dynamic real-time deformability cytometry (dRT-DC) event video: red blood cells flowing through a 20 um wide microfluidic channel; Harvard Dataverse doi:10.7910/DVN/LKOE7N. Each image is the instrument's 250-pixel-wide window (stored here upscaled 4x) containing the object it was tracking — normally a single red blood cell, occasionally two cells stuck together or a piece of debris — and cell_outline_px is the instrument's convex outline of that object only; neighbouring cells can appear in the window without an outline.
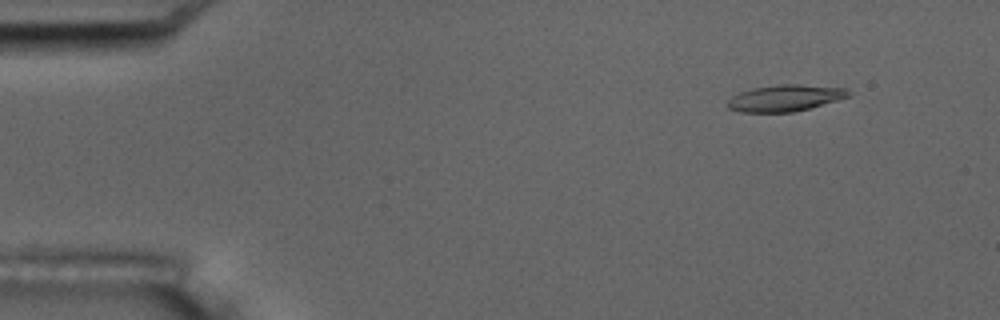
{"species": "common noctule bat (a hibernating species)", "species_latin": "Nyctalus noctula", "temperature_condition": "room temperature", "stored_images_in_passage": 6, "camera_frame_rate_fps": 3000, "um_per_image_px": 0.085, "animal": {"sex": "male", "body_mass_g": 17.5, "forearm_length_mm": 52.3}, "frame": {"image": 1, "passage_image": 2, "time_ms": 1.333, "image_size_px": [1000, 320], "cell_outline_px": [[852, 92], [848, 96], [836, 100], [808, 108], [792, 112], [740, 112], [728, 108], [728, 100], [732, 96], [740, 92], [752, 88], [780, 84], [796, 84], [844, 88]], "centroid_in_image_um": [66.69, 8.33], "position_along_channel_um": 18.3, "area_um2": 18.38}}